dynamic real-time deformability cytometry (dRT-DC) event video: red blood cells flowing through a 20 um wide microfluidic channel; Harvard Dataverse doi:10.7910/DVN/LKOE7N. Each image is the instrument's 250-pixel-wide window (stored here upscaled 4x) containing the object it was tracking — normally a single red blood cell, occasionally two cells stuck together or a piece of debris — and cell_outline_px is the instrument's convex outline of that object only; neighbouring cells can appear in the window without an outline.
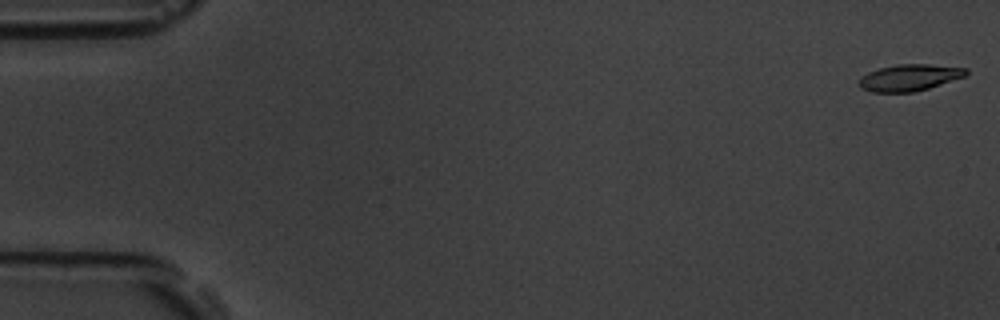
{"species": "common noctule bat (a hibernating species)", "species_latin": "Nyctalus noctula", "temperature_condition": "room temperature", "stored_images_in_passage": 57, "camera_frame_rate_fps": 3000, "um_per_image_px": 0.085, "animal": {"sex": "male", "body_mass_g": 19.5, "forearm_length_mm": 54.6}, "frame": {"image": 1, "passage_image": 1, "time_ms": 0.0, "image_size_px": [1000, 320], "cell_outline_px": [[968, 72], [964, 76], [928, 88], [912, 92], [868, 92], [860, 88], [856, 84], [868, 72], [880, 68], [896, 64], [928, 64], [968, 68]], "centroid_in_image_um": [77.26, 6.59], "position_along_channel_um": 7.7, "area_um2": 16.47}}
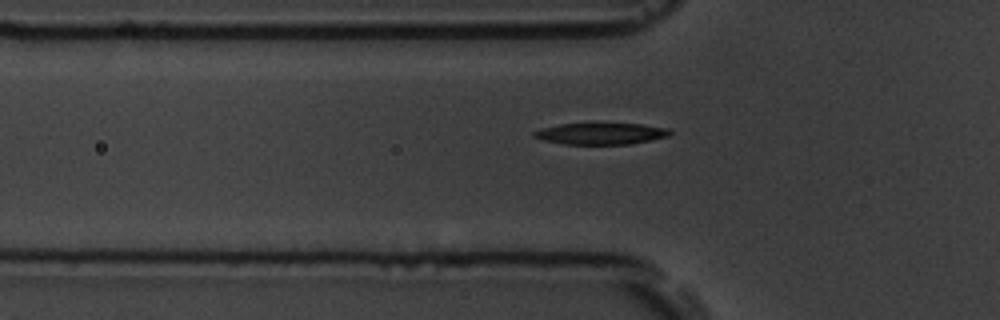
{"frame": {"image": 2, "passage_image": 19, "time_ms": 6.0, "image_size_px": [1000, 320], "cell_outline_px": [[672, 132], [668, 136], [628, 144], [564, 144], [544, 140], [532, 136], [532, 132], [540, 128], [560, 124], [592, 120], [640, 124], [668, 128]], "centroid_in_image_um": [51.01, 11.3], "position_along_channel_um": 74.8, "area_um2": 17.92}}
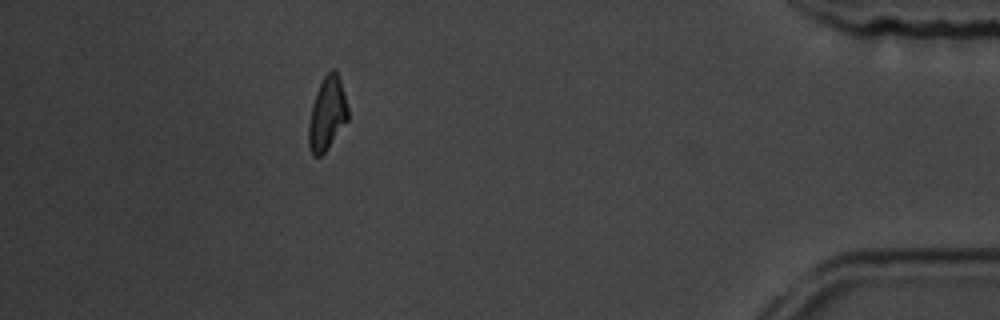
{"frame": {"image": 3, "passage_image": 51, "time_ms": 16.667, "image_size_px": [1000, 320], "cell_outline_px": [[348, 120], [328, 148], [320, 156], [312, 156], [308, 144], [308, 124], [312, 104], [316, 92], [324, 76], [332, 68], [340, 76], [348, 108]], "centroid_in_image_um": [27.8, 9.67], "position_along_channel_um": 407.4, "area_um2": 16.88}, "authors_computed_cell_mechanics": {"area_um2": 17.1666, "velocity_mm_per_s": 3.5987, "shape_relaxation_time_tau1_ms": 2.485, "shape_relaxation_time_tau2_ms": 10.6265, "deformation_change_tau1": 0.129, "deformation_change_tau2": 0.1883}}